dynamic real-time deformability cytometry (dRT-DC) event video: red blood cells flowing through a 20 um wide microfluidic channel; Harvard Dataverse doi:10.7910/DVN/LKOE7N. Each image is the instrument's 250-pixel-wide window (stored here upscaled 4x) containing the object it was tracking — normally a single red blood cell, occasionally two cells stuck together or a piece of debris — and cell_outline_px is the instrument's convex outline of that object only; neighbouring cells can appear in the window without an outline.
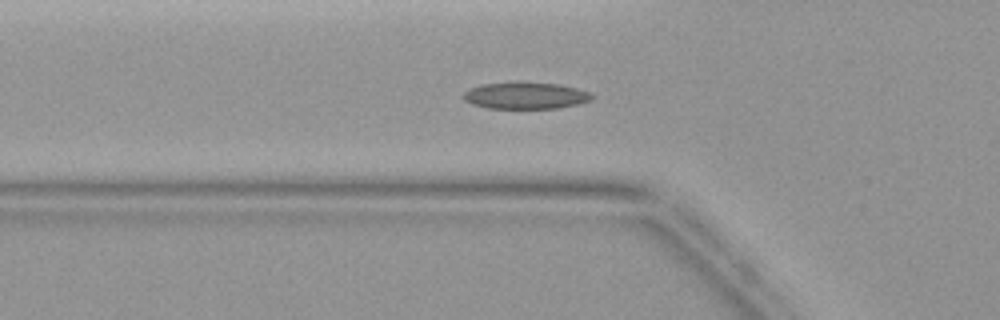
{"species": "common noctule bat (a hibernating species)", "species_latin": "Nyctalus noctula", "temperature_condition": "warm", "stored_images_in_passage": 46, "camera_frame_rate_fps": 3000, "um_per_image_px": 0.085, "animal": {"sex": "female", "body_mass_g": 19.9}, "frame": {"image": 1, "passage_image": 16, "time_ms": 5.0, "image_size_px": [1000, 320], "cell_outline_px": [[596, 96], [592, 100], [580, 104], [560, 108], [488, 108], [472, 104], [464, 100], [464, 92], [480, 84], [560, 84], [576, 88], [588, 92]], "centroid_in_image_um": [44.74, 8.16], "position_along_channel_um": 81.1, "area_um2": 19.42}}
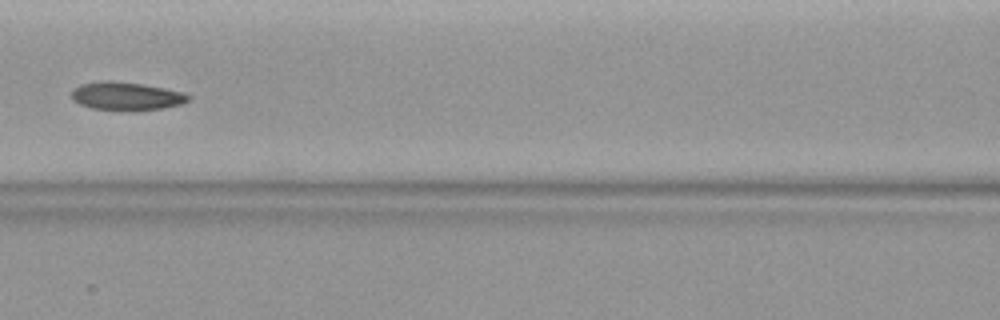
{"frame": {"image": 2, "passage_image": 21, "time_ms": 6.667, "image_size_px": [1000, 320], "cell_outline_px": [[192, 96], [188, 100], [180, 104], [164, 108], [136, 112], [92, 108], [80, 104], [72, 100], [72, 92], [80, 84], [104, 80], [112, 80], [140, 84], [184, 92]], "centroid_in_image_um": [10.75, 8.19], "position_along_channel_um": 155.9, "area_um2": 19.36}}
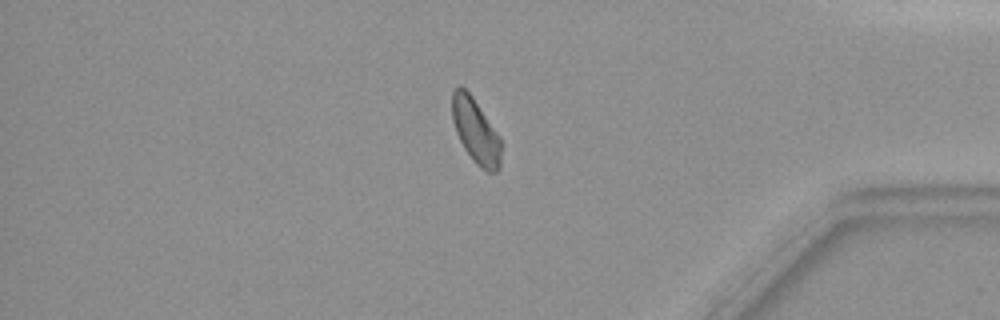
{"frame": {"image": 3, "passage_image": 39, "time_ms": 12.667, "image_size_px": [1000, 320], "cell_outline_px": [[500, 168], [496, 172], [488, 172], [480, 168], [476, 164], [464, 148], [456, 132], [452, 120], [452, 92], [460, 84], [472, 96], [496, 132], [500, 140]], "centroid_in_image_um": [40.41, 11.14], "position_along_channel_um": 394.8, "area_um2": 18.15}}